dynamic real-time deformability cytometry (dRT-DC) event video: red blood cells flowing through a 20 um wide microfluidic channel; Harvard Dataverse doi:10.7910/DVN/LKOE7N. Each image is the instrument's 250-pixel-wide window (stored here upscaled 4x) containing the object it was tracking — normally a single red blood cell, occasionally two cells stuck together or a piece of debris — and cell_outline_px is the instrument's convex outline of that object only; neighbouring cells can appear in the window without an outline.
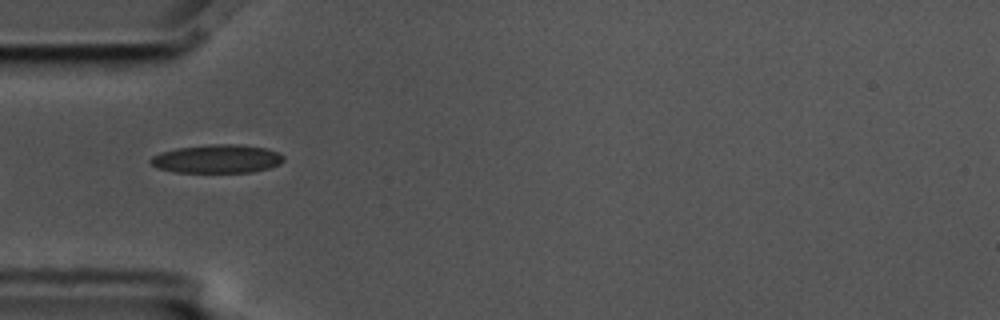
{"species": "common noctule bat (a hibernating species)", "species_latin": "Nyctalus noctula", "temperature_condition": "cold", "stored_images_in_passage": 15, "camera_frame_rate_fps": 3000, "um_per_image_px": 0.085, "animal": {"sex": "male", "body_mass_g": 17.5, "forearm_length_mm": 52.3}, "frame": {"image": 1, "passage_image": 5, "time_ms": 1.333, "image_size_px": [1000, 320], "cell_outline_px": [[284, 160], [280, 164], [268, 168], [252, 172], [176, 172], [156, 168], [148, 160], [152, 156], [160, 152], [176, 148], [208, 144], [240, 144], [264, 148], [276, 152], [284, 156]], "centroid_in_image_um": [18.42, 13.5], "position_along_channel_um": 66.6, "area_um2": 22.14}}
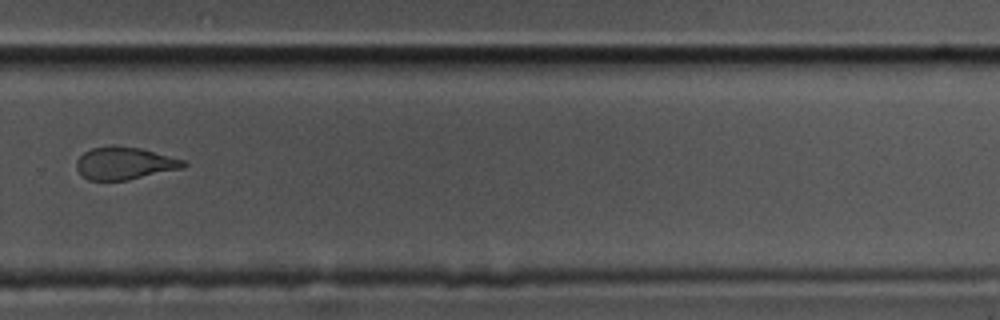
{"frame": {"image": 2, "passage_image": 11, "time_ms": 3.333, "image_size_px": [1000, 320], "cell_outline_px": [[188, 164], [184, 168], [128, 180], [88, 180], [76, 168], [76, 160], [84, 152], [92, 148], [112, 144], [140, 148], [184, 160]], "centroid_in_image_um": [10.59, 13.87], "position_along_channel_um": 319.2, "area_um2": 20.35}}
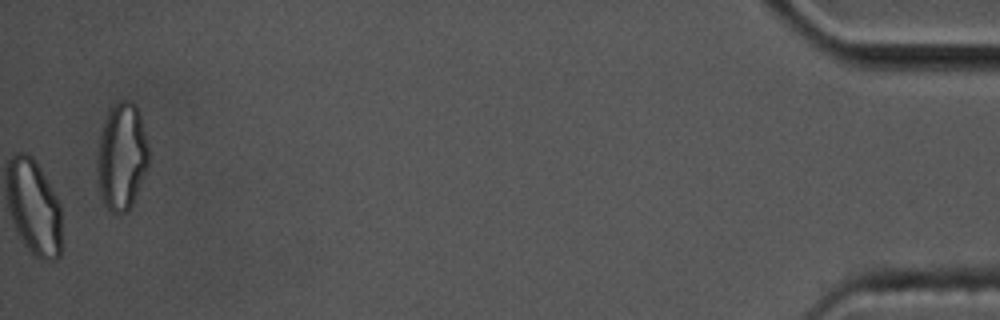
{"frame": {"image": 3, "passage_image": 15, "time_ms": 4.667, "image_size_px": [1000, 320], "cell_outline_px": [[148, 168], [132, 204], [128, 212], [112, 212], [104, 204], [100, 192], [100, 136], [108, 112], [120, 100], [132, 100], [136, 104], [140, 112], [148, 144]], "centroid_in_image_um": [10.42, 13.28], "position_along_channel_um": 424.8, "area_um2": 31.27}}